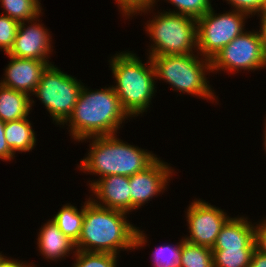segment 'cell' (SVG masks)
<instances>
[{
  "label": "cell",
  "mask_w": 266,
  "mask_h": 267,
  "mask_svg": "<svg viewBox=\"0 0 266 267\" xmlns=\"http://www.w3.org/2000/svg\"><path fill=\"white\" fill-rule=\"evenodd\" d=\"M126 212L96 205L91 198L85 203L78 251L117 255L119 249H133L145 244V234L127 222ZM82 247V248H81Z\"/></svg>",
  "instance_id": "6da1fadb"
},
{
  "label": "cell",
  "mask_w": 266,
  "mask_h": 267,
  "mask_svg": "<svg viewBox=\"0 0 266 267\" xmlns=\"http://www.w3.org/2000/svg\"><path fill=\"white\" fill-rule=\"evenodd\" d=\"M127 116L113 86L97 91H88L83 86L73 113L65 123L69 121L73 138L82 141L116 135L115 132Z\"/></svg>",
  "instance_id": "7a4b0ae2"
},
{
  "label": "cell",
  "mask_w": 266,
  "mask_h": 267,
  "mask_svg": "<svg viewBox=\"0 0 266 267\" xmlns=\"http://www.w3.org/2000/svg\"><path fill=\"white\" fill-rule=\"evenodd\" d=\"M92 139L90 152L79 167L85 172L99 174L101 178L108 175L130 177L145 170L157 159L146 150L121 142L115 134Z\"/></svg>",
  "instance_id": "3957f363"
},
{
  "label": "cell",
  "mask_w": 266,
  "mask_h": 267,
  "mask_svg": "<svg viewBox=\"0 0 266 267\" xmlns=\"http://www.w3.org/2000/svg\"><path fill=\"white\" fill-rule=\"evenodd\" d=\"M135 54L118 53L111 58V69L117 85L114 91L131 117L143 113L150 105L155 91L156 72L149 56L148 67ZM155 78V79H153Z\"/></svg>",
  "instance_id": "277c9868"
},
{
  "label": "cell",
  "mask_w": 266,
  "mask_h": 267,
  "mask_svg": "<svg viewBox=\"0 0 266 267\" xmlns=\"http://www.w3.org/2000/svg\"><path fill=\"white\" fill-rule=\"evenodd\" d=\"M150 57L156 77L169 82L173 90L176 88L180 92L210 100L215 98L205 76V70L211 71V60L205 58L200 61L193 53Z\"/></svg>",
  "instance_id": "5b68a950"
},
{
  "label": "cell",
  "mask_w": 266,
  "mask_h": 267,
  "mask_svg": "<svg viewBox=\"0 0 266 267\" xmlns=\"http://www.w3.org/2000/svg\"><path fill=\"white\" fill-rule=\"evenodd\" d=\"M160 14L146 27L154 42L149 56L192 53L197 48V20L175 11Z\"/></svg>",
  "instance_id": "8992f818"
},
{
  "label": "cell",
  "mask_w": 266,
  "mask_h": 267,
  "mask_svg": "<svg viewBox=\"0 0 266 267\" xmlns=\"http://www.w3.org/2000/svg\"><path fill=\"white\" fill-rule=\"evenodd\" d=\"M82 87L77 79L50 63L32 94L40 98L56 123L64 125L73 113Z\"/></svg>",
  "instance_id": "52a82bcc"
},
{
  "label": "cell",
  "mask_w": 266,
  "mask_h": 267,
  "mask_svg": "<svg viewBox=\"0 0 266 267\" xmlns=\"http://www.w3.org/2000/svg\"><path fill=\"white\" fill-rule=\"evenodd\" d=\"M248 16L234 10L214 14L211 8L197 19V49L206 59L211 60L222 48L244 31V19Z\"/></svg>",
  "instance_id": "ba28073f"
},
{
  "label": "cell",
  "mask_w": 266,
  "mask_h": 267,
  "mask_svg": "<svg viewBox=\"0 0 266 267\" xmlns=\"http://www.w3.org/2000/svg\"><path fill=\"white\" fill-rule=\"evenodd\" d=\"M263 37L259 32H243L211 59V71L256 70L265 66Z\"/></svg>",
  "instance_id": "9c48e42d"
},
{
  "label": "cell",
  "mask_w": 266,
  "mask_h": 267,
  "mask_svg": "<svg viewBox=\"0 0 266 267\" xmlns=\"http://www.w3.org/2000/svg\"><path fill=\"white\" fill-rule=\"evenodd\" d=\"M190 236L189 243L212 248L226 221L230 218L223 210L202 200L193 201L187 211Z\"/></svg>",
  "instance_id": "30bf717a"
},
{
  "label": "cell",
  "mask_w": 266,
  "mask_h": 267,
  "mask_svg": "<svg viewBox=\"0 0 266 267\" xmlns=\"http://www.w3.org/2000/svg\"><path fill=\"white\" fill-rule=\"evenodd\" d=\"M172 173L171 167L157 158L145 170L131 175L129 177L131 210L139 208L163 191Z\"/></svg>",
  "instance_id": "8fae6325"
},
{
  "label": "cell",
  "mask_w": 266,
  "mask_h": 267,
  "mask_svg": "<svg viewBox=\"0 0 266 267\" xmlns=\"http://www.w3.org/2000/svg\"><path fill=\"white\" fill-rule=\"evenodd\" d=\"M24 22H20L13 47L7 53L8 56L17 58L36 59L48 61V54L51 52L50 34L47 29L39 23L25 27ZM47 57V58H46Z\"/></svg>",
  "instance_id": "7c38bea8"
},
{
  "label": "cell",
  "mask_w": 266,
  "mask_h": 267,
  "mask_svg": "<svg viewBox=\"0 0 266 267\" xmlns=\"http://www.w3.org/2000/svg\"><path fill=\"white\" fill-rule=\"evenodd\" d=\"M9 57L11 61L6 68L5 79L0 84L30 96L29 92L34 93L49 63L36 59Z\"/></svg>",
  "instance_id": "4fadbf2b"
},
{
  "label": "cell",
  "mask_w": 266,
  "mask_h": 267,
  "mask_svg": "<svg viewBox=\"0 0 266 267\" xmlns=\"http://www.w3.org/2000/svg\"><path fill=\"white\" fill-rule=\"evenodd\" d=\"M90 187L101 200L102 204L93 201L96 205L116 209L128 213L131 210L130 183L128 176L108 175L98 181L91 182Z\"/></svg>",
  "instance_id": "5bb4252c"
},
{
  "label": "cell",
  "mask_w": 266,
  "mask_h": 267,
  "mask_svg": "<svg viewBox=\"0 0 266 267\" xmlns=\"http://www.w3.org/2000/svg\"><path fill=\"white\" fill-rule=\"evenodd\" d=\"M247 218H229L211 249H255L254 226Z\"/></svg>",
  "instance_id": "9a60e30c"
},
{
  "label": "cell",
  "mask_w": 266,
  "mask_h": 267,
  "mask_svg": "<svg viewBox=\"0 0 266 267\" xmlns=\"http://www.w3.org/2000/svg\"><path fill=\"white\" fill-rule=\"evenodd\" d=\"M39 233L37 243L39 250L50 260L67 256L66 254L75 247V243L65 236L52 220L45 223Z\"/></svg>",
  "instance_id": "2e32d148"
},
{
  "label": "cell",
  "mask_w": 266,
  "mask_h": 267,
  "mask_svg": "<svg viewBox=\"0 0 266 267\" xmlns=\"http://www.w3.org/2000/svg\"><path fill=\"white\" fill-rule=\"evenodd\" d=\"M33 102L28 94L0 84V119L2 121L26 118Z\"/></svg>",
  "instance_id": "e0dca14e"
},
{
  "label": "cell",
  "mask_w": 266,
  "mask_h": 267,
  "mask_svg": "<svg viewBox=\"0 0 266 267\" xmlns=\"http://www.w3.org/2000/svg\"><path fill=\"white\" fill-rule=\"evenodd\" d=\"M4 135L13 153L29 152L36 143L34 130L27 117L5 122Z\"/></svg>",
  "instance_id": "ac0fdd59"
},
{
  "label": "cell",
  "mask_w": 266,
  "mask_h": 267,
  "mask_svg": "<svg viewBox=\"0 0 266 267\" xmlns=\"http://www.w3.org/2000/svg\"><path fill=\"white\" fill-rule=\"evenodd\" d=\"M85 213V204L81 211L73 205H65L54 216L52 221L58 226L60 231L67 236L71 241L76 243L80 237L83 219Z\"/></svg>",
  "instance_id": "d6986e66"
},
{
  "label": "cell",
  "mask_w": 266,
  "mask_h": 267,
  "mask_svg": "<svg viewBox=\"0 0 266 267\" xmlns=\"http://www.w3.org/2000/svg\"><path fill=\"white\" fill-rule=\"evenodd\" d=\"M179 267H214L212 249L182 241Z\"/></svg>",
  "instance_id": "ffe728a7"
},
{
  "label": "cell",
  "mask_w": 266,
  "mask_h": 267,
  "mask_svg": "<svg viewBox=\"0 0 266 267\" xmlns=\"http://www.w3.org/2000/svg\"><path fill=\"white\" fill-rule=\"evenodd\" d=\"M6 15L16 21L33 23L41 13L38 0H0ZM36 19V20H35ZM33 21V22H31Z\"/></svg>",
  "instance_id": "44dd1931"
},
{
  "label": "cell",
  "mask_w": 266,
  "mask_h": 267,
  "mask_svg": "<svg viewBox=\"0 0 266 267\" xmlns=\"http://www.w3.org/2000/svg\"><path fill=\"white\" fill-rule=\"evenodd\" d=\"M255 249H212L214 267H249Z\"/></svg>",
  "instance_id": "7402d4cb"
},
{
  "label": "cell",
  "mask_w": 266,
  "mask_h": 267,
  "mask_svg": "<svg viewBox=\"0 0 266 267\" xmlns=\"http://www.w3.org/2000/svg\"><path fill=\"white\" fill-rule=\"evenodd\" d=\"M74 267H116L117 256L112 253L75 251Z\"/></svg>",
  "instance_id": "603a6c76"
},
{
  "label": "cell",
  "mask_w": 266,
  "mask_h": 267,
  "mask_svg": "<svg viewBox=\"0 0 266 267\" xmlns=\"http://www.w3.org/2000/svg\"><path fill=\"white\" fill-rule=\"evenodd\" d=\"M182 241L178 243L179 245H175V247L171 245L161 246L153 252V260L155 263V267H179V261L182 251Z\"/></svg>",
  "instance_id": "cb8c5ba5"
},
{
  "label": "cell",
  "mask_w": 266,
  "mask_h": 267,
  "mask_svg": "<svg viewBox=\"0 0 266 267\" xmlns=\"http://www.w3.org/2000/svg\"><path fill=\"white\" fill-rule=\"evenodd\" d=\"M178 8L177 14L186 15L194 19L204 16L211 8L210 0H169Z\"/></svg>",
  "instance_id": "d4e9b609"
},
{
  "label": "cell",
  "mask_w": 266,
  "mask_h": 267,
  "mask_svg": "<svg viewBox=\"0 0 266 267\" xmlns=\"http://www.w3.org/2000/svg\"><path fill=\"white\" fill-rule=\"evenodd\" d=\"M19 22L7 15L0 16V48L7 54L13 47Z\"/></svg>",
  "instance_id": "484cf974"
},
{
  "label": "cell",
  "mask_w": 266,
  "mask_h": 267,
  "mask_svg": "<svg viewBox=\"0 0 266 267\" xmlns=\"http://www.w3.org/2000/svg\"><path fill=\"white\" fill-rule=\"evenodd\" d=\"M120 6L124 15L131 16V14H136L137 12H145L153 7L155 0H115Z\"/></svg>",
  "instance_id": "4316f807"
},
{
  "label": "cell",
  "mask_w": 266,
  "mask_h": 267,
  "mask_svg": "<svg viewBox=\"0 0 266 267\" xmlns=\"http://www.w3.org/2000/svg\"><path fill=\"white\" fill-rule=\"evenodd\" d=\"M235 10L247 15L260 13L263 10L265 0H227Z\"/></svg>",
  "instance_id": "83f0119b"
},
{
  "label": "cell",
  "mask_w": 266,
  "mask_h": 267,
  "mask_svg": "<svg viewBox=\"0 0 266 267\" xmlns=\"http://www.w3.org/2000/svg\"><path fill=\"white\" fill-rule=\"evenodd\" d=\"M255 250L266 255V220L254 226Z\"/></svg>",
  "instance_id": "f1b7e54d"
},
{
  "label": "cell",
  "mask_w": 266,
  "mask_h": 267,
  "mask_svg": "<svg viewBox=\"0 0 266 267\" xmlns=\"http://www.w3.org/2000/svg\"><path fill=\"white\" fill-rule=\"evenodd\" d=\"M5 122L0 119V159L11 160L14 157V153L9 148L4 135Z\"/></svg>",
  "instance_id": "f546056e"
},
{
  "label": "cell",
  "mask_w": 266,
  "mask_h": 267,
  "mask_svg": "<svg viewBox=\"0 0 266 267\" xmlns=\"http://www.w3.org/2000/svg\"><path fill=\"white\" fill-rule=\"evenodd\" d=\"M249 267H266V255L254 250Z\"/></svg>",
  "instance_id": "4dcf8cb0"
},
{
  "label": "cell",
  "mask_w": 266,
  "mask_h": 267,
  "mask_svg": "<svg viewBox=\"0 0 266 267\" xmlns=\"http://www.w3.org/2000/svg\"><path fill=\"white\" fill-rule=\"evenodd\" d=\"M0 267H35L30 266L29 264L26 265L24 263H20L14 260H9V258H6L5 256L0 260Z\"/></svg>",
  "instance_id": "1f68e13d"
},
{
  "label": "cell",
  "mask_w": 266,
  "mask_h": 267,
  "mask_svg": "<svg viewBox=\"0 0 266 267\" xmlns=\"http://www.w3.org/2000/svg\"><path fill=\"white\" fill-rule=\"evenodd\" d=\"M261 22V27H260V31L262 33V37H263V52H264V63H265V67H266V21H260Z\"/></svg>",
  "instance_id": "d6a6232c"
},
{
  "label": "cell",
  "mask_w": 266,
  "mask_h": 267,
  "mask_svg": "<svg viewBox=\"0 0 266 267\" xmlns=\"http://www.w3.org/2000/svg\"><path fill=\"white\" fill-rule=\"evenodd\" d=\"M261 14L260 15V21H266V0H265V3H264V7H263V10L260 12Z\"/></svg>",
  "instance_id": "836d02e7"
},
{
  "label": "cell",
  "mask_w": 266,
  "mask_h": 267,
  "mask_svg": "<svg viewBox=\"0 0 266 267\" xmlns=\"http://www.w3.org/2000/svg\"><path fill=\"white\" fill-rule=\"evenodd\" d=\"M265 125H266V123H265ZM265 127H266V126H265ZM264 132H265V133H264V136H265V138H264V140H265V141H264L265 148H264V149L266 150V129H265Z\"/></svg>",
  "instance_id": "e575fe53"
}]
</instances>
